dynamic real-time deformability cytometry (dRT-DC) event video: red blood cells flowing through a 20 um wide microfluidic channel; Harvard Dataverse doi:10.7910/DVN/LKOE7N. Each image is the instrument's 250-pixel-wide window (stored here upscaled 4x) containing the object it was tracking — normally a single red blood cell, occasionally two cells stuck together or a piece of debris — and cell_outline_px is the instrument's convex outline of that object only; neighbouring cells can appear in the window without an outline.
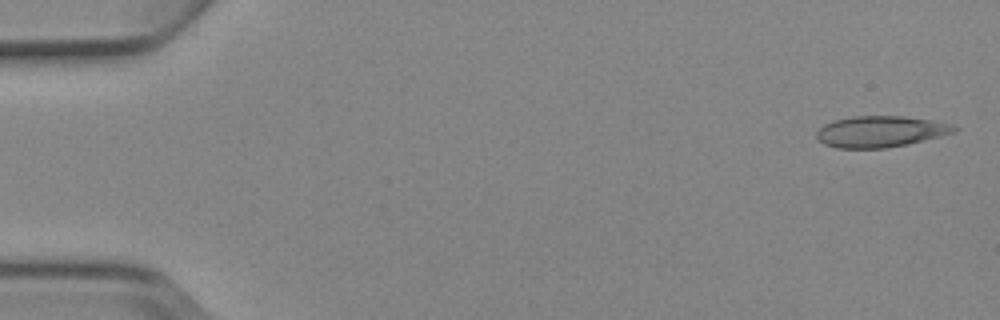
{"species": "Egyptian fruit bat (a non-hibernating species)", "species_latin": "Rousettus aegyptiacus", "temperature_condition": "cold", "stored_images_in_passage": 5, "camera_frame_rate_fps": 3000, "um_per_image_px": 0.085, "animal": {"sex": "female"}, "frame": {"image": 1, "passage_image": 1, "time_ms": 0.0, "image_size_px": [1000, 320], "cell_outline_px": [[960, 128], [952, 132], [908, 144], [884, 148], [836, 148], [824, 144], [816, 140], [816, 132], [824, 124], [836, 120], [852, 116], [904, 116], [932, 120], [952, 124]], "centroid_in_image_um": [74.79, 11.18], "position_along_channel_um": 10.2, "area_um2": 24.91}}